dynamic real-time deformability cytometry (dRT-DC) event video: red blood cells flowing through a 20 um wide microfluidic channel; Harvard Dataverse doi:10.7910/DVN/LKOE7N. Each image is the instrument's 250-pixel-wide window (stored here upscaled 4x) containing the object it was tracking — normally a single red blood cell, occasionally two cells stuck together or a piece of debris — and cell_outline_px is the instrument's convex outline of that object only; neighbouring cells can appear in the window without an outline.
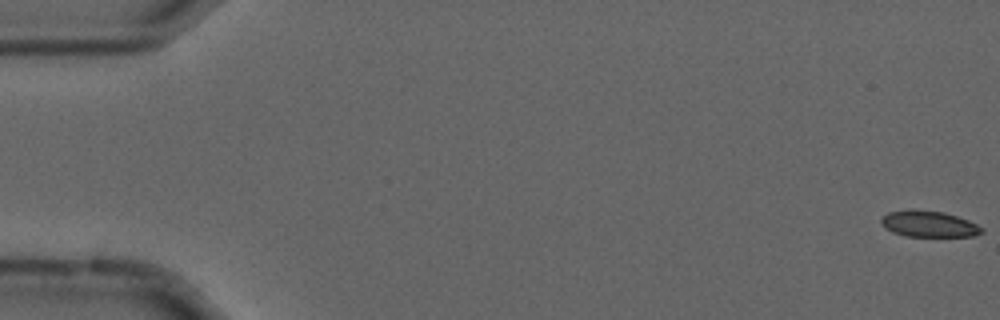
{"species": "common noctule bat (a hibernating species)", "species_latin": "Nyctalus noctula", "temperature_condition": "cold", "stored_images_in_passage": 8, "camera_frame_rate_fps": 3000, "um_per_image_px": 0.085, "animal": {"sex": "male", "forearm_length_mm": 52.5}, "frame": {"image": 1, "passage_image": 1, "time_ms": 0.0, "image_size_px": [1000, 320], "cell_outline_px": [[984, 232], [972, 236], [904, 236], [892, 232], [884, 228], [880, 220], [888, 212], [912, 208], [944, 212], [968, 220], [984, 228]], "centroid_in_image_um": [78.93, 19.02], "position_along_channel_um": 6.1, "area_um2": 15.49}}